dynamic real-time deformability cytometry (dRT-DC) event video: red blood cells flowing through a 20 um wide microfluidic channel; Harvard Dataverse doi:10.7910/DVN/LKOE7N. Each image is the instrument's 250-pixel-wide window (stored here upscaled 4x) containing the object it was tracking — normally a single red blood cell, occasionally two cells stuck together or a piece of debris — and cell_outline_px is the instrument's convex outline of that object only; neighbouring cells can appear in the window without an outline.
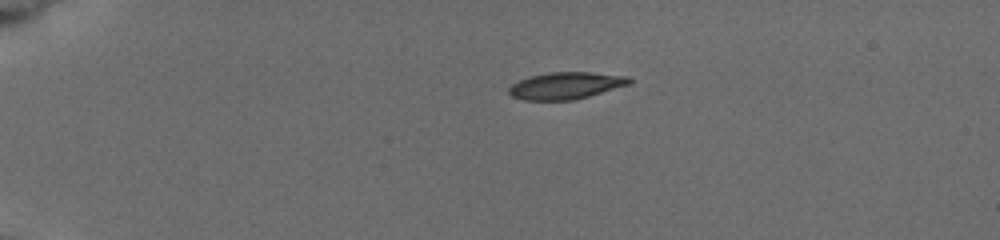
{"species": "common noctule bat (a hibernating species)", "species_latin": "Nyctalus noctula", "temperature_condition": "cold", "stored_images_in_passage": 4, "camera_frame_rate_fps": 3000, "um_per_image_px": 0.085, "animal": {"sex": "female", "body_mass_g": 19.5, "forearm_length_mm": 54.1}, "frame": {"image": 1, "passage_image": 1, "time_ms": 0.0, "image_size_px": [1000, 240], "cell_outline_px": [[632, 84], [588, 96], [572, 100], [524, 100], [512, 96], [508, 92], [508, 88], [512, 84], [520, 80], [532, 76], [548, 72], [588, 72], [628, 76], [632, 80]], "centroid_in_image_um": [48.12, 7.27], "position_along_channel_um": 36.9, "area_um2": 18.84}}
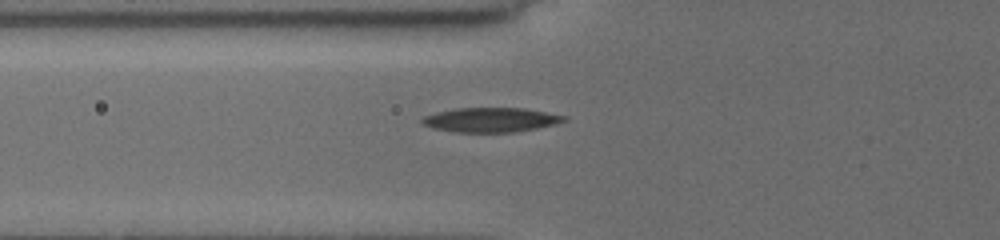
{"frame": {"image": 2, "passage_image": 4, "time_ms": 3.0, "image_size_px": [1000, 240], "cell_outline_px": [[568, 120], [536, 128], [512, 132], [456, 132], [432, 128], [424, 124], [420, 120], [424, 116], [436, 112], [456, 108], [524, 108], [568, 116]], "centroid_in_image_um": [41.7, 10.18], "position_along_channel_um": 84.1, "area_um2": 20.11}}